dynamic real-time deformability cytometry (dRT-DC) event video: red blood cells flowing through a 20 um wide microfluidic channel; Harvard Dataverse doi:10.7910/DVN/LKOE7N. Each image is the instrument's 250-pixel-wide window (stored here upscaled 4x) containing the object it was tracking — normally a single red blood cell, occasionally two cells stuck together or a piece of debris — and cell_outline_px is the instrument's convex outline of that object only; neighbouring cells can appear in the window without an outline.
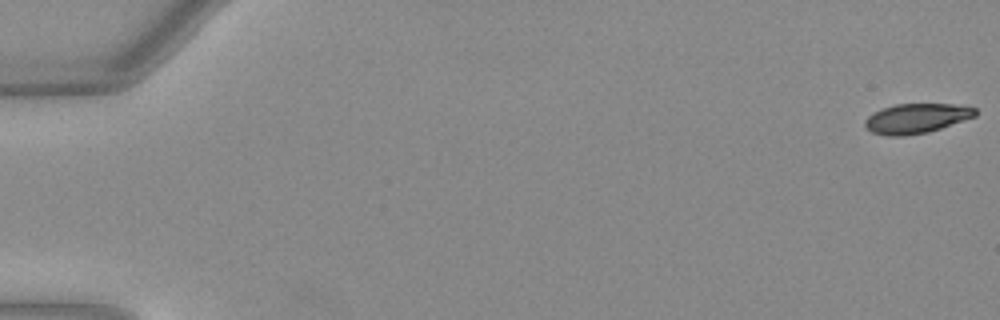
{"species": "Egyptian fruit bat (a non-hibernating species)", "species_latin": "Rousettus aegyptiacus", "temperature_condition": "warm", "stored_images_in_passage": 52, "camera_frame_rate_fps": 3000, "um_per_image_px": 0.085, "animal": {"sex": "female"}, "frame": {"image": 1, "passage_image": 1, "time_ms": 0.0, "image_size_px": [1000, 320], "cell_outline_px": [[976, 116], [928, 132], [904, 136], [888, 136], [872, 132], [864, 124], [864, 120], [868, 116], [880, 108], [896, 104], [952, 104], [976, 108]], "centroid_in_image_um": [77.86, 10.06], "position_along_channel_um": 7.1, "area_um2": 19.02}}
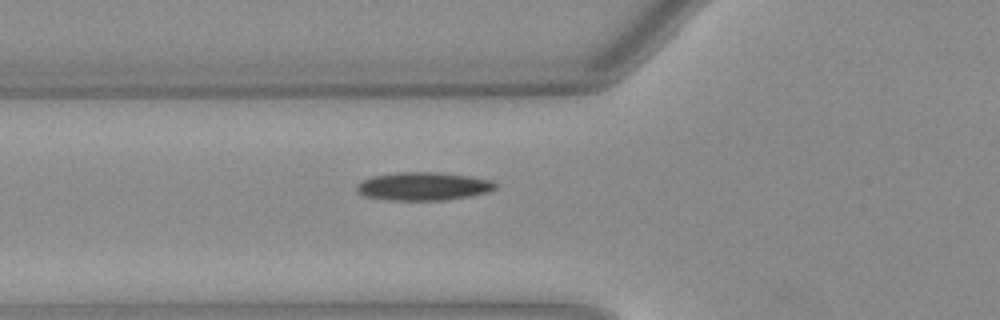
{"frame": {"image": 2, "passage_image": 20, "time_ms": 6.333, "image_size_px": [1000, 320], "cell_outline_px": [[496, 188], [488, 192], [448, 200], [388, 200], [364, 196], [356, 192], [356, 184], [372, 176], [396, 172], [436, 172], [472, 176], [492, 180], [496, 184]], "centroid_in_image_um": [35.97, 15.83], "position_along_channel_um": 89.8, "area_um2": 22.95}}
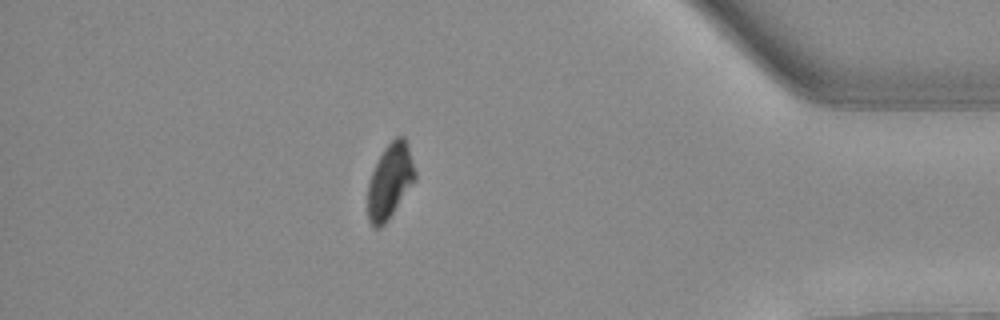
{"frame": {"image": 3, "passage_image": 46, "time_ms": 15.0, "image_size_px": [1000, 320], "cell_outline_px": [[416, 180], [384, 224], [380, 228], [372, 228], [368, 220], [368, 184], [372, 172], [384, 148], [396, 136], [404, 136], [408, 144], [416, 172]], "centroid_in_image_um": [33.15, 15.39], "position_along_channel_um": 402.0, "area_um2": 20.52}, "authors_computed_cell_mechanics": {"area_um2": 21.4727, "velocity_mm_per_s": 4.0224, "shape_relaxation_time_tau1_ms": 6.791, "shape_relaxation_time_tau2_ms": null, "deformation_change_tau1": 0.1796, "deformation_change_tau2": null}}